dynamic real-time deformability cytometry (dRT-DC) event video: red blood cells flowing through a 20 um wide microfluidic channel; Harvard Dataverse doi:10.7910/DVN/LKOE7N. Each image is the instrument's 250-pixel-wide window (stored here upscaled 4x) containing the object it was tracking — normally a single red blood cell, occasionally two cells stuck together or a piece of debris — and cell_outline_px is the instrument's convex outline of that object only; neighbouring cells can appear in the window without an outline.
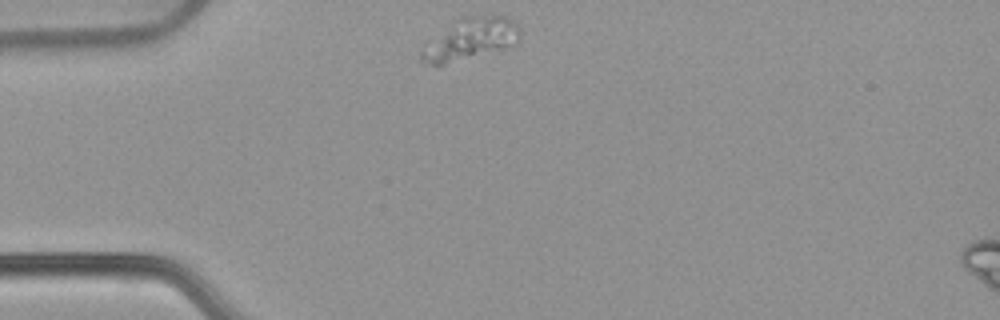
{"species": "common noctule bat (a hibernating species)", "species_latin": "Nyctalus noctula", "temperature_condition": "warm", "stored_images_in_passage": 16, "camera_frame_rate_fps": 3000, "um_per_image_px": 0.085, "animal": {"sex": "female", "body_mass_g": 22.7, "forearm_length_mm": 54.2}, "frame": {"image": 1, "passage_image": 1, "time_ms": 0.0, "image_size_px": [1000, 320], "cell_outline_px": [[520, 36], [516, 44], [504, 48], [444, 64], [424, 64], [420, 60], [420, 52], [424, 40], [460, 16], [504, 16], [516, 20], [520, 32]], "centroid_in_image_um": [39.9, 3.29], "position_along_channel_um": 45.1, "area_um2": 24.45}}
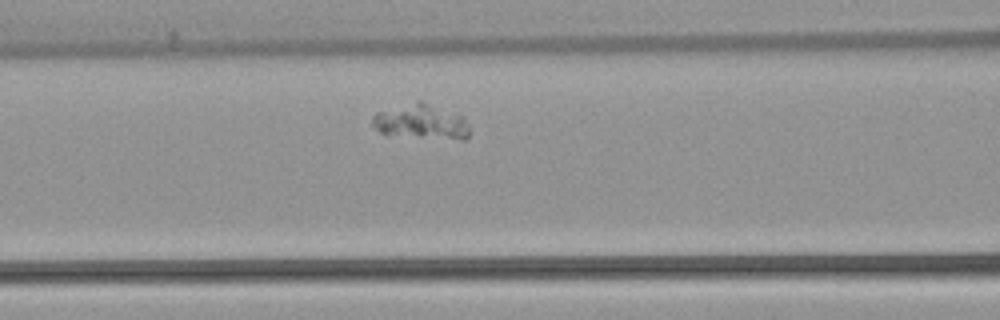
{"frame": {"image": 2, "passage_image": 10, "time_ms": 3.0, "image_size_px": [1000, 320], "cell_outline_px": [[468, 136], [464, 140], [460, 140], [380, 132], [372, 124], [372, 116], [376, 112], [420, 100], [460, 116], [464, 120], [468, 128]], "centroid_in_image_um": [35.78, 10.34], "position_along_channel_um": 130.8, "area_um2": 18.84}}
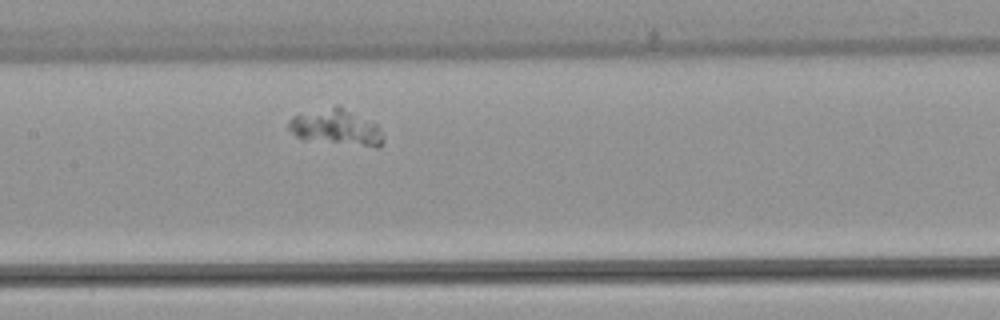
{"frame": {"image": 3, "passage_image": 14, "time_ms": 4.333, "image_size_px": [1000, 320], "cell_outline_px": [[384, 144], [380, 148], [376, 148], [304, 140], [296, 136], [288, 128], [288, 120], [292, 116], [336, 104], [376, 124], [380, 128], [384, 140]], "centroid_in_image_um": [28.59, 10.85], "position_along_channel_um": 178.8, "area_um2": 20.17}}